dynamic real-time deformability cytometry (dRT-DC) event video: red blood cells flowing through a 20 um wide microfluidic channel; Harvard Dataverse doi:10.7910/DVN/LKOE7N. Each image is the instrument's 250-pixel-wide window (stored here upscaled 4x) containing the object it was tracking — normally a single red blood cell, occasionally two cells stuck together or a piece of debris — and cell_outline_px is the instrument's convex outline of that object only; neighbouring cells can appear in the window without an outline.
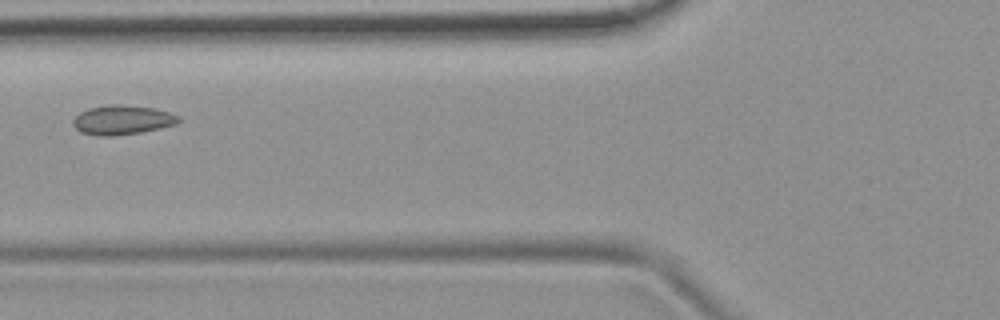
{"species": "common noctule bat (a hibernating species)", "species_latin": "Nyctalus noctula", "temperature_condition": "room temperature", "stored_images_in_passage": 5, "camera_frame_rate_fps": 3000, "um_per_image_px": 0.085, "animal": {"sex": "female", "body_mass_g": 19.9}, "frame": {"image": 1, "passage_image": 4, "time_ms": 3.667, "image_size_px": [1000, 320], "cell_outline_px": [[180, 120], [176, 124], [160, 128], [140, 132], [112, 136], [96, 136], [80, 132], [72, 124], [72, 120], [80, 112], [88, 108], [112, 104], [120, 104], [156, 108], [180, 116]], "centroid_in_image_um": [10.38, 10.19], "position_along_channel_um": 115.4, "area_um2": 18.15}}
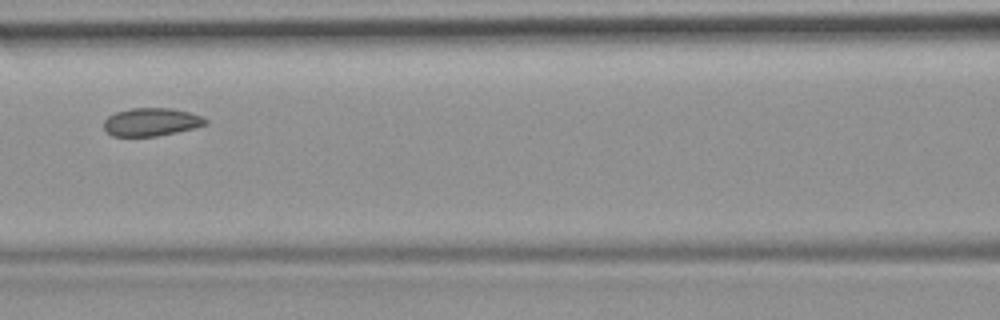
{"frame": {"image": 2, "passage_image": 5, "time_ms": 4.667, "image_size_px": [1000, 320], "cell_outline_px": [[208, 124], [196, 128], [156, 136], [112, 136], [104, 132], [104, 120], [108, 116], [116, 112], [132, 108], [172, 108], [188, 112], [200, 116], [208, 120]], "centroid_in_image_um": [12.84, 10.37], "position_along_channel_um": 153.8, "area_um2": 16.7}}